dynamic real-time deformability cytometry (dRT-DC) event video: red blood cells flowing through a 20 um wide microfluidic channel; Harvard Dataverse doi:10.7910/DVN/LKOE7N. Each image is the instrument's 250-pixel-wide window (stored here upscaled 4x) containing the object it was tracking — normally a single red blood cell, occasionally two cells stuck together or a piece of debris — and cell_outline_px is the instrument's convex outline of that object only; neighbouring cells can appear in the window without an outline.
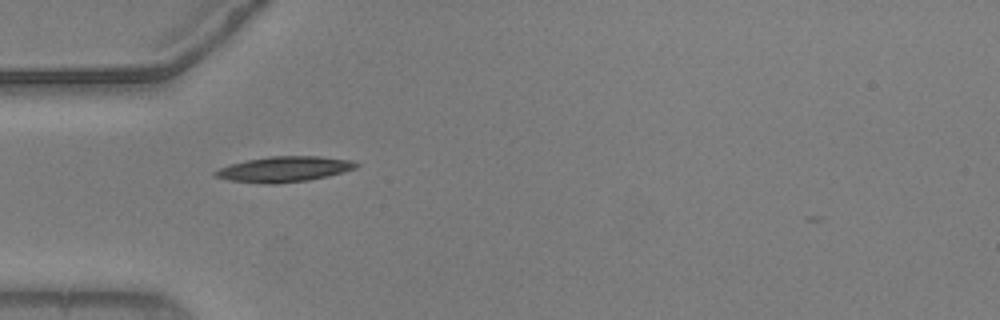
{"species": "common noctule bat (a hibernating species)", "species_latin": "Nyctalus noctula", "temperature_condition": "warm", "stored_images_in_passage": 40, "camera_frame_rate_fps": 3000, "um_per_image_px": 0.085, "animal": {"sex": "male", "body_mass_g": 20.5, "forearm_length_mm": 52.5}, "frame": {"image": 1, "passage_image": 1, "time_ms": 0.0, "image_size_px": [1000, 320], "cell_outline_px": [[360, 164], [356, 168], [344, 172], [328, 176], [308, 180], [276, 184], [264, 184], [228, 180], [216, 176], [212, 172], [220, 168], [232, 164], [248, 160], [268, 156], [320, 156], [352, 160]], "centroid_in_image_um": [24.19, 14.38], "position_along_channel_um": 60.8, "area_um2": 20.92}}
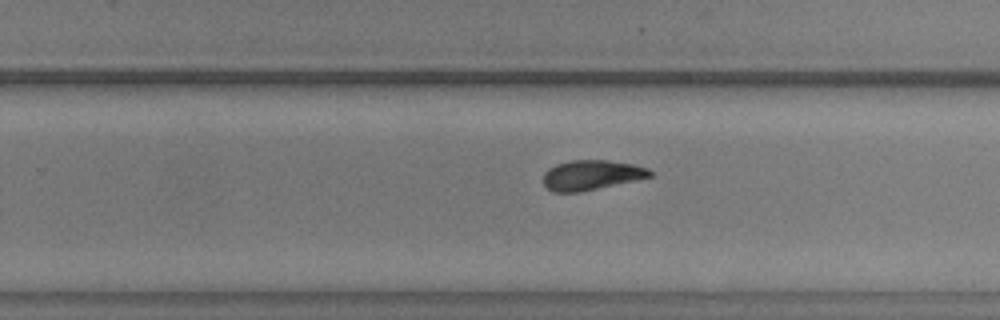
{"frame": {"image": 2, "passage_image": 19, "time_ms": 6.0, "image_size_px": [1000, 320], "cell_outline_px": [[652, 176], [580, 192], [552, 192], [544, 184], [544, 172], [548, 168], [556, 164], [572, 160], [608, 160], [632, 164], [648, 168], [652, 172]], "centroid_in_image_um": [50.24, 14.87], "position_along_channel_um": 279.6, "area_um2": 18.38}}
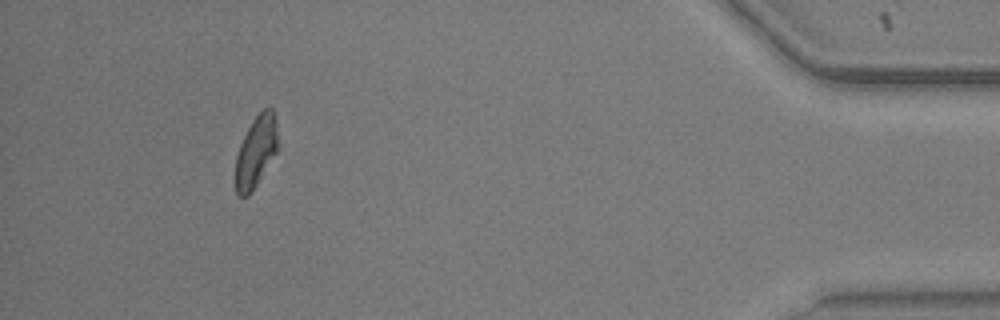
{"frame": {"image": 3, "passage_image": 35, "time_ms": 11.333, "image_size_px": [1000, 320], "cell_outline_px": [[280, 152], [252, 192], [248, 196], [236, 196], [236, 156], [240, 144], [252, 120], [264, 108], [272, 108], [276, 124], [280, 148]], "centroid_in_image_um": [21.81, 12.93], "position_along_channel_um": 413.4, "area_um2": 18.21}, "authors_computed_cell_mechanics": {"area_um2": 19.0451, "velocity_mm_per_s": 3.6736, "shape_relaxation_time_tau1_ms": 3.3605, "shape_relaxation_time_tau2_ms": 3.1927, "deformation_change_tau1": 0.1426, "deformation_change_tau2": 0.0953}}